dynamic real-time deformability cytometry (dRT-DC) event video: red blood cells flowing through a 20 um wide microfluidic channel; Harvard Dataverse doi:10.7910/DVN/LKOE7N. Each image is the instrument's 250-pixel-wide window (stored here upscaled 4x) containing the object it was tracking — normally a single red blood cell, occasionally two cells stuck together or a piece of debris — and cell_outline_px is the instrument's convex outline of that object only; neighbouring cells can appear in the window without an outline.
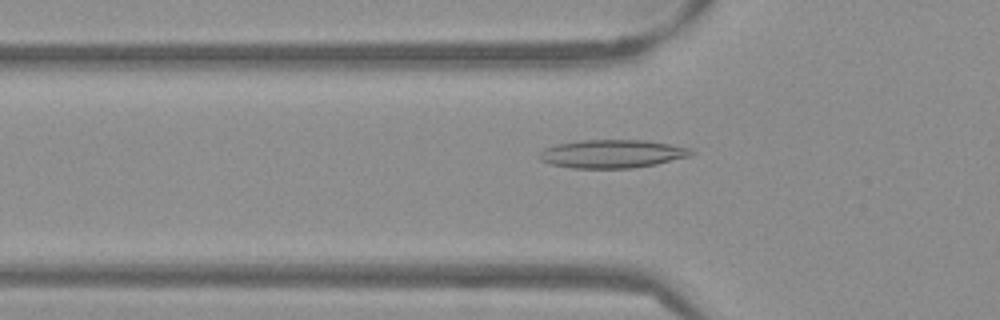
{"species": "Egyptian fruit bat (a non-hibernating species)", "species_latin": "Rousettus aegyptiacus", "temperature_condition": "warm", "stored_images_in_passage": 52, "camera_frame_rate_fps": 3000, "um_per_image_px": 0.085, "frame": {"image": 1, "passage_image": 17, "time_ms": 5.333, "image_size_px": [1000, 320], "cell_outline_px": [[696, 152], [692, 156], [656, 164], [632, 168], [572, 168], [552, 164], [540, 160], [540, 152], [544, 148], [556, 144], [580, 140], [648, 140], [692, 148]], "centroid_in_image_um": [52.09, 13.07], "position_along_channel_um": 73.7, "area_um2": 25.2}}
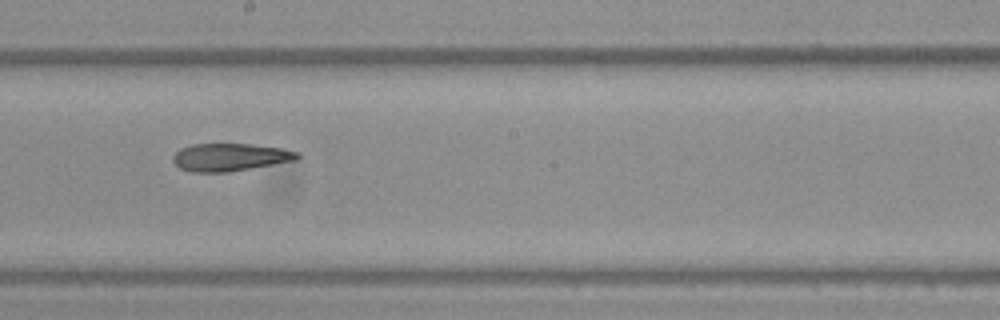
{"frame": {"image": 2, "passage_image": 29, "time_ms": 9.333, "image_size_px": [1000, 320], "cell_outline_px": [[300, 156], [296, 160], [228, 172], [192, 172], [180, 168], [172, 160], [172, 156], [180, 148], [192, 144], [252, 144], [280, 148], [300, 152]], "centroid_in_image_um": [19.54, 13.35], "position_along_channel_um": 228.7, "area_um2": 20.0}}
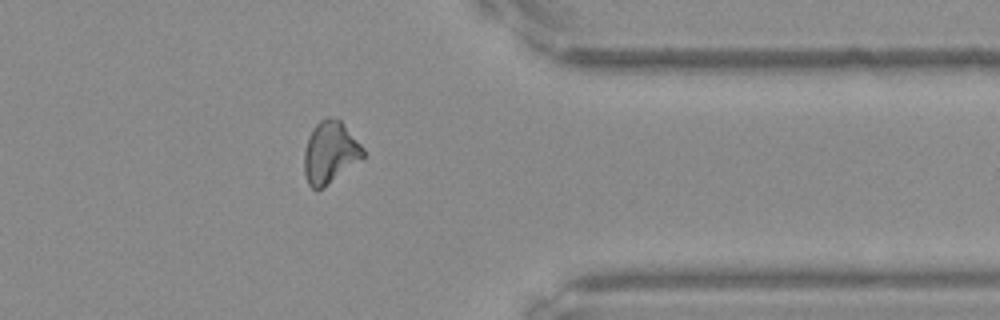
{"frame": {"image": 3, "passage_image": 42, "time_ms": 13.667, "image_size_px": [1000, 320], "cell_outline_px": [[364, 156], [324, 188], [316, 192], [308, 184], [304, 176], [304, 152], [308, 136], [316, 124], [320, 120], [340, 120], [364, 148]], "centroid_in_image_um": [28.02, 13.02], "position_along_channel_um": 383.4, "area_um2": 20.98}, "authors_computed_cell_mechanics": {"area_um2": 20.9525, "velocity_mm_per_s": 3.8455, "shape_relaxation_time_tau1_ms": null, "shape_relaxation_time_tau2_ms": 4.366, "deformation_change_tau1": null, "deformation_change_tau2": 0.1432}}